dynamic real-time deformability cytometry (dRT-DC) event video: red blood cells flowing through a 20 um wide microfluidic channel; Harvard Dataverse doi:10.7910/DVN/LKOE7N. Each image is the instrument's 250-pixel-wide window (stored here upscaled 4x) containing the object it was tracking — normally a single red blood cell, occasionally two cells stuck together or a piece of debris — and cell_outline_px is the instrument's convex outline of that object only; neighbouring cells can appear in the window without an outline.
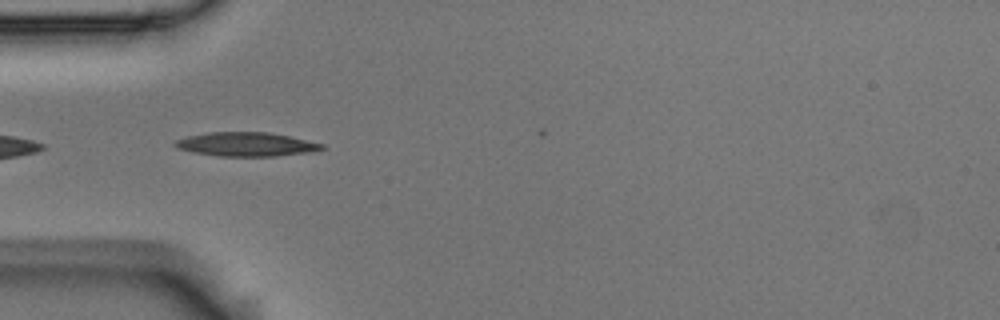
{"species": "Egyptian fruit bat (a non-hibernating species)", "species_latin": "Rousettus aegyptiacus", "temperature_condition": "room temperature", "stored_images_in_passage": 8, "camera_frame_rate_fps": 3000, "um_per_image_px": 0.085, "animal": {"sex": "male"}, "frame": {"image": 1, "passage_image": 1, "time_ms": 0.0, "image_size_px": [1000, 320], "cell_outline_px": [[324, 148], [308, 152], [276, 156], [220, 156], [196, 152], [176, 148], [172, 144], [176, 140], [184, 136], [208, 132], [268, 132], [288, 136], [324, 144]], "centroid_in_image_um": [20.87, 12.25], "position_along_channel_um": 64.1, "area_um2": 20.35}}